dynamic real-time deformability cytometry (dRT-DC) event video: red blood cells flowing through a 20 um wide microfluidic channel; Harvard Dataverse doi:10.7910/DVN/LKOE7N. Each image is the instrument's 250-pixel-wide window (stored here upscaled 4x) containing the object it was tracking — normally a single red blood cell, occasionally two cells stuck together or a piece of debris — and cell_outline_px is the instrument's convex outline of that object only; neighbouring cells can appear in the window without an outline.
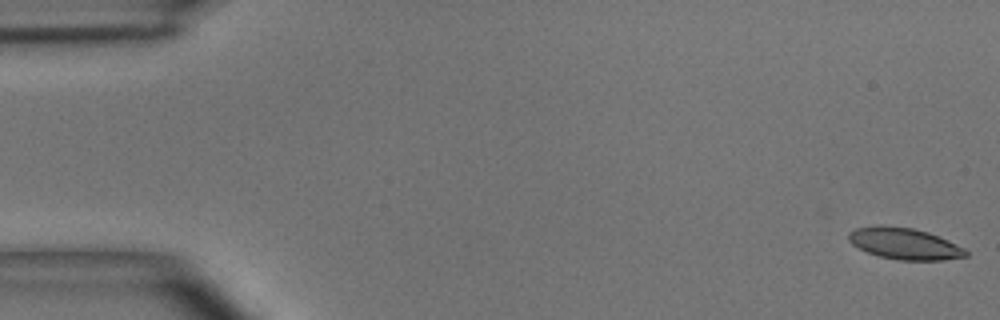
{"species": "common noctule bat (a hibernating species)", "species_latin": "Nyctalus noctula", "temperature_condition": "room temperature", "stored_images_in_passage": 50, "camera_frame_rate_fps": 3000, "um_per_image_px": 0.085, "animal": {"sex": "male", "body_mass_g": 15.6}, "frame": {"image": 1, "passage_image": 1, "time_ms": 0.0, "image_size_px": [1000, 320], "cell_outline_px": [[968, 256], [944, 260], [896, 260], [880, 256], [868, 252], [852, 244], [848, 240], [848, 232], [856, 228], [876, 224], [884, 224], [912, 228], [928, 232], [964, 248], [968, 252]], "centroid_in_image_um": [76.84, 20.69], "position_along_channel_um": 8.2, "area_um2": 21.56}}
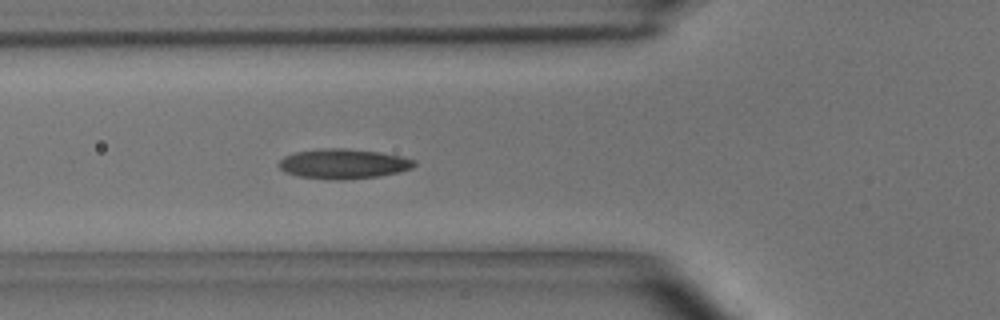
{"frame": {"image": 2, "passage_image": 18, "time_ms": 5.667, "image_size_px": [1000, 320], "cell_outline_px": [[416, 164], [412, 168], [400, 172], [380, 176], [344, 180], [332, 180], [300, 176], [284, 172], [276, 164], [284, 156], [296, 152], [324, 148], [344, 148], [380, 152], [400, 156], [416, 160]], "centroid_in_image_um": [29.19, 13.93], "position_along_channel_um": 96.6, "area_um2": 23.7}}
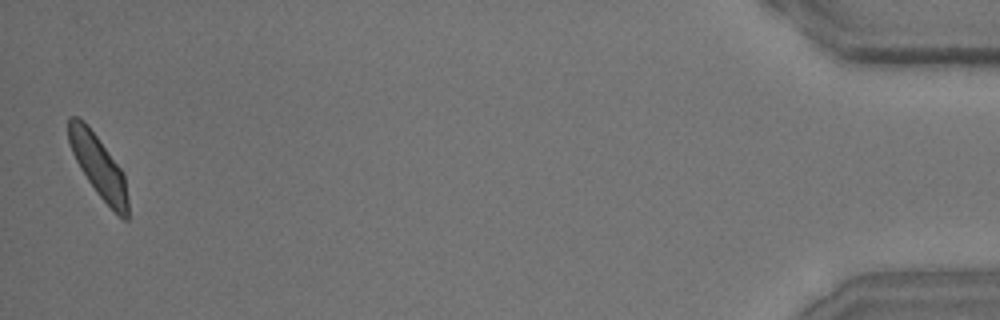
{"frame": {"image": 3, "passage_image": 50, "time_ms": 16.333, "image_size_px": [1000, 320], "cell_outline_px": [[128, 220], [124, 220], [96, 192], [80, 168], [72, 152], [68, 140], [68, 116], [76, 116], [84, 120], [88, 124], [120, 168], [124, 176], [128, 200]], "centroid_in_image_um": [8.35, 14.08], "position_along_channel_um": 426.9, "area_um2": 21.1}, "authors_computed_cell_mechanics": {"area_um2": 22.2241, "velocity_mm_per_s": 3.9389, "shape_relaxation_time_tau1_ms": 4.7655, "shape_relaxation_time_tau2_ms": 1.5758, "deformation_change_tau1": 0.1405, "deformation_change_tau2": 0.0792}}